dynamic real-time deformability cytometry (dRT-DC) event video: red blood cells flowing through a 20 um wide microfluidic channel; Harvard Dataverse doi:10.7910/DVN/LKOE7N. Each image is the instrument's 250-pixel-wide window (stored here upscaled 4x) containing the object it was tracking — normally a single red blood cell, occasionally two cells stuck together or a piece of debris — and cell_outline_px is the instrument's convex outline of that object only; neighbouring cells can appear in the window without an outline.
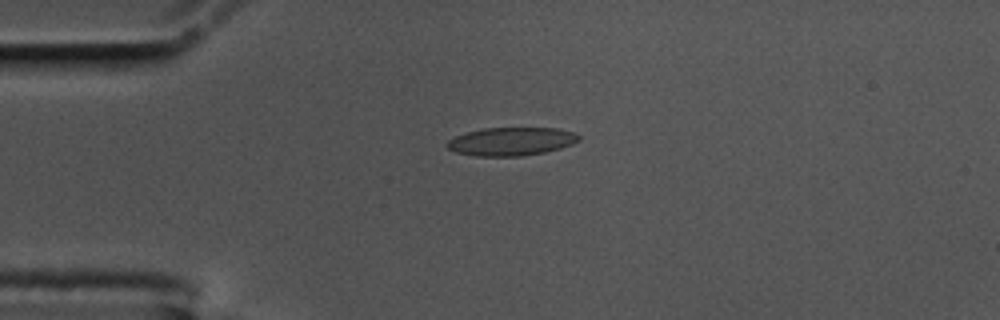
{"species": "common noctule bat (a hibernating species)", "species_latin": "Nyctalus noctula", "temperature_condition": "cold", "stored_images_in_passage": 45, "camera_frame_rate_fps": 3000, "um_per_image_px": 0.085, "animal": {"sex": "male", "body_mass_g": 17.5, "forearm_length_mm": 52.3}, "frame": {"image": 1, "passage_image": 1, "time_ms": 0.0, "image_size_px": [1000, 320], "cell_outline_px": [[580, 140], [572, 144], [560, 148], [544, 152], [520, 156], [476, 156], [456, 152], [448, 148], [444, 144], [448, 140], [456, 136], [468, 132], [484, 128], [560, 128], [576, 132], [580, 136]], "centroid_in_image_um": [43.48, 12.02], "position_along_channel_um": 41.5, "area_um2": 21.73}}
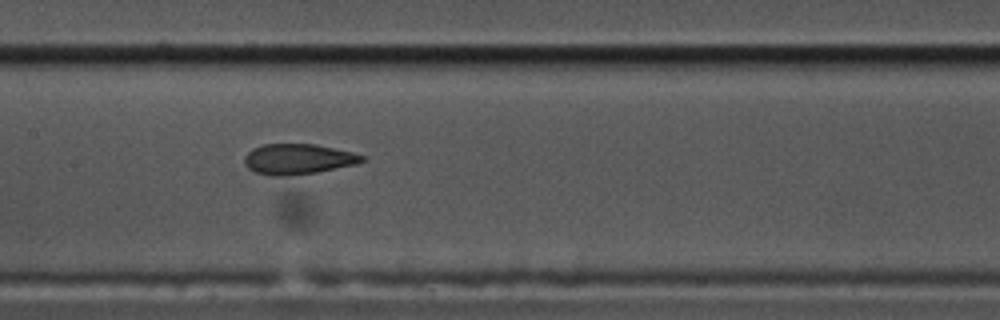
{"frame": {"image": 2, "passage_image": 15, "time_ms": 4.667, "image_size_px": [1000, 320], "cell_outline_px": [[364, 160], [356, 164], [316, 172], [288, 176], [268, 176], [256, 172], [248, 168], [244, 164], [244, 156], [252, 148], [264, 144], [316, 144], [352, 152], [364, 156]], "centroid_in_image_um": [25.29, 13.52], "position_along_channel_um": 182.1, "area_um2": 20.87}}
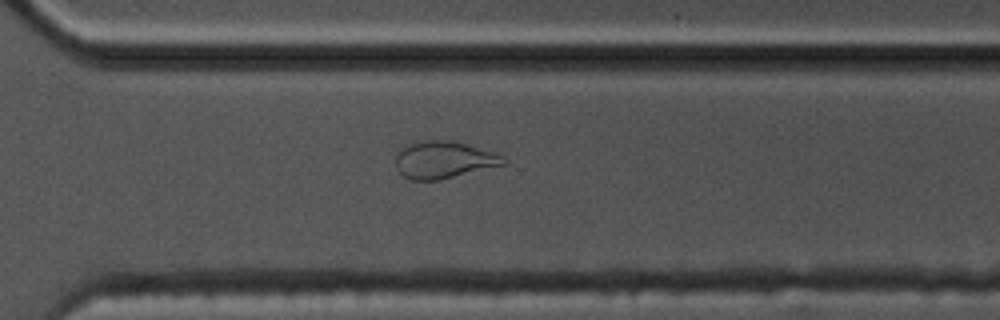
{"frame": {"image": 3, "passage_image": 28, "time_ms": 9.0, "image_size_px": [1000, 320], "cell_outline_px": [[508, 160], [504, 164], [440, 180], [412, 180], [404, 176], [396, 168], [396, 156], [400, 148], [408, 144], [420, 140], [452, 140], [468, 144], [496, 152], [504, 156]], "centroid_in_image_um": [37.73, 13.57], "position_along_channel_um": 332.9, "area_um2": 23.52}, "authors_computed_cell_mechanics": {"area_um2": 21.8484, "velocity_mm_per_s": 3.486, "shape_relaxation_time_tau1_ms": null, "shape_relaxation_time_tau2_ms": 1.4579, "deformation_change_tau1": null, "deformation_change_tau2": 0.0607}}